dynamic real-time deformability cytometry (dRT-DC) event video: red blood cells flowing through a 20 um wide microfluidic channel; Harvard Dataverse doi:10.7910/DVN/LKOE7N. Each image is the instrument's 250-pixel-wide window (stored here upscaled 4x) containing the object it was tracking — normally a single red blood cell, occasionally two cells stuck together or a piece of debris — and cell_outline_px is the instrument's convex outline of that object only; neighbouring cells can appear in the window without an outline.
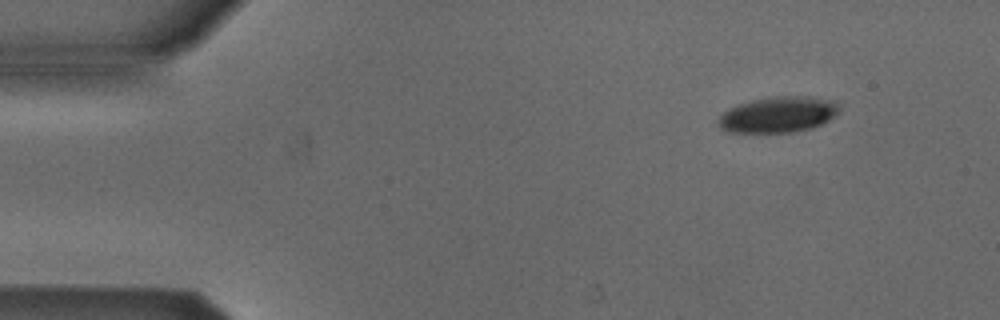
{"species": "Egyptian fruit bat (a non-hibernating species)", "species_latin": "Rousettus aegyptiacus", "temperature_condition": "cold", "stored_images_in_passage": 5, "camera_frame_rate_fps": 3000, "um_per_image_px": 0.085, "animal": {"sex": "male"}, "frame": {"image": 1, "passage_image": 2, "time_ms": 0.333, "image_size_px": [1000, 320], "cell_outline_px": [[840, 112], [836, 116], [812, 128], [792, 132], [728, 132], [720, 128], [720, 116], [724, 112], [740, 104], [756, 100], [780, 96], [812, 96], [836, 100], [840, 104]], "centroid_in_image_um": [66.26, 9.73], "position_along_channel_um": 18.7, "area_um2": 25.09}}
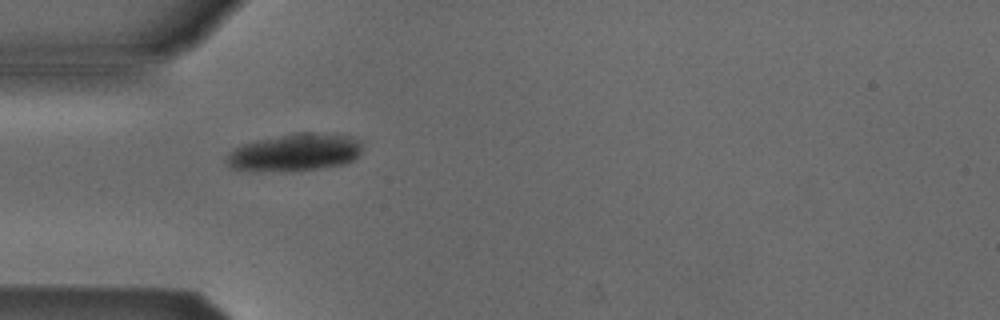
{"frame": {"image": 2, "passage_image": 4, "time_ms": 1.0, "image_size_px": [1000, 320], "cell_outline_px": [[360, 152], [352, 160], [344, 164], [324, 168], [292, 172], [252, 172], [232, 168], [228, 164], [228, 156], [236, 148], [244, 144], [256, 140], [300, 132], [312, 132], [348, 136], [360, 140]], "centroid_in_image_um": [25.06, 12.99], "position_along_channel_um": 59.9, "area_um2": 29.71}}